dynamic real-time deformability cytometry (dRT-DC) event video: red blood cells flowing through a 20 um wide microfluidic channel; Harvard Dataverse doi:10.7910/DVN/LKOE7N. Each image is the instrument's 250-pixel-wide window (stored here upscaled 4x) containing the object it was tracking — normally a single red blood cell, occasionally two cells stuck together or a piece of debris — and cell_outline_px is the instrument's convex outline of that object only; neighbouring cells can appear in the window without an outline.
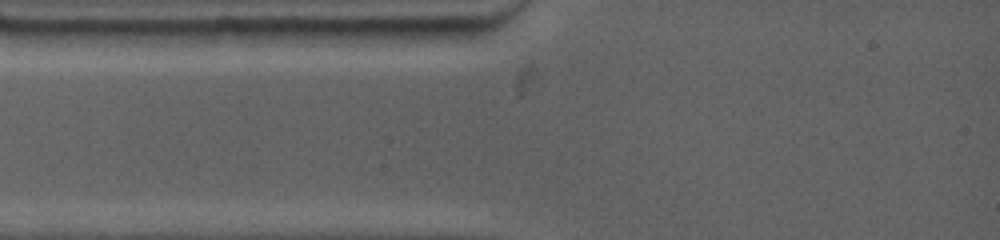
{"species": "common noctule bat (a hibernating species)", "species_latin": "Nyctalus noctula", "temperature_condition": "warm", "stored_images_in_passage": 3, "segment_of_instrument_passage": [1, 2], "camera_frame_rate_fps": 4500, "um_per_image_px": 0.085, "animal": {"sex": "female", "body_mass_g": 19.0, "forearm_length_mm": 53.3}, "frame": {"image": 1, "passage_image": 2, "time_ms": 0.444, "image_size_px": [1000, 240], "cell_outline_px": [[308, 28], [300, 44], [212, 44], [208, 36], [208, 32], [216, 28]], "centroid_in_image_um": [21.85, 3.05], "position_along_channel_um": 63.2, "area_um2": 10.87}}